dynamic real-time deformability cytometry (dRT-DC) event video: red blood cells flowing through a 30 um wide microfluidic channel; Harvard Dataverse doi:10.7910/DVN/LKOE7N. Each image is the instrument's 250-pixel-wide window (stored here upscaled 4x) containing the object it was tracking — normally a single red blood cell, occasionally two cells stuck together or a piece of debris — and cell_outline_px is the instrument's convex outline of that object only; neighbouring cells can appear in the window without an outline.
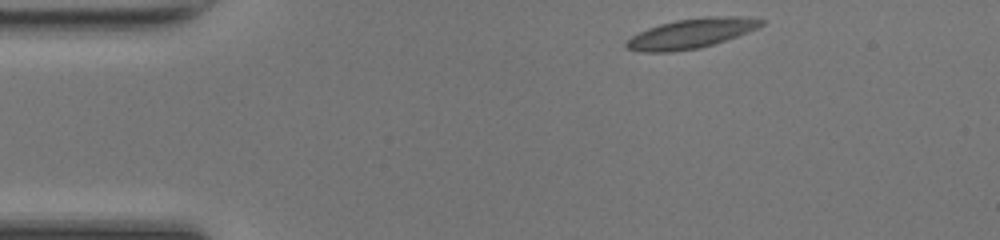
{"species": "common noctule bat (a hibernating species)", "species_latin": "Nyctalus noctula", "temperature_condition": "room temperature", "stored_images_in_passage": 42, "camera_frame_rate_fps": 3000, "um_per_image_px": 0.085, "animal": {"sex": "female", "body_mass_g": 17.0, "forearm_length_mm": 48.0}, "frame": {"image": 1, "passage_image": 1, "time_ms": 0.0, "image_size_px": [1000, 240], "cell_outline_px": [[764, 24], [756, 28], [736, 36], [700, 48], [668, 52], [644, 52], [624, 48], [624, 44], [632, 36], [648, 28], [660, 24], [676, 20], [708, 16], [748, 16], [764, 20]], "centroid_in_image_um": [58.74, 2.83], "position_along_channel_um": 26.3, "area_um2": 23.18}}
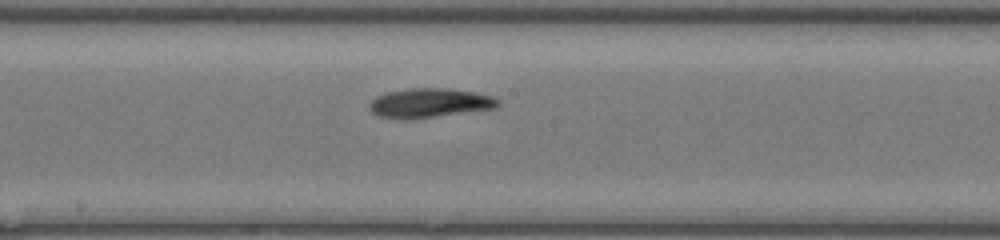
{"frame": {"image": 2, "passage_image": 19, "time_ms": 6.0, "image_size_px": [1000, 240], "cell_outline_px": [[500, 104], [496, 108], [408, 120], [404, 120], [380, 116], [372, 112], [368, 108], [368, 104], [376, 96], [388, 92], [412, 88], [448, 88], [476, 92], [492, 96], [500, 100]], "centroid_in_image_um": [36.52, 8.75], "position_along_channel_um": 211.7, "area_um2": 22.08}}
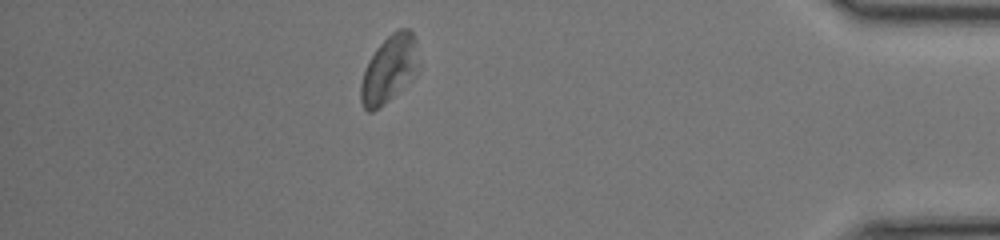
{"frame": {"image": 3, "passage_image": 36, "time_ms": 11.667, "image_size_px": [1000, 240], "cell_outline_px": [[420, 68], [380, 108], [372, 112], [368, 112], [364, 108], [360, 100], [360, 84], [364, 72], [376, 48], [392, 32], [400, 28], [408, 28], [412, 32], [416, 40], [420, 64]], "centroid_in_image_um": [33.09, 5.85], "position_along_channel_um": 402.1, "area_um2": 22.37}, "authors_computed_cell_mechanics": {"area_um2": 22.1085, "velocity_mm_per_s": 4.2024, "shape_relaxation_time_tau1_ms": 3.2798, "shape_relaxation_time_tau2_ms": 9.1496, "deformation_change_tau1": 0.1233, "deformation_change_tau2": 0.2097}}